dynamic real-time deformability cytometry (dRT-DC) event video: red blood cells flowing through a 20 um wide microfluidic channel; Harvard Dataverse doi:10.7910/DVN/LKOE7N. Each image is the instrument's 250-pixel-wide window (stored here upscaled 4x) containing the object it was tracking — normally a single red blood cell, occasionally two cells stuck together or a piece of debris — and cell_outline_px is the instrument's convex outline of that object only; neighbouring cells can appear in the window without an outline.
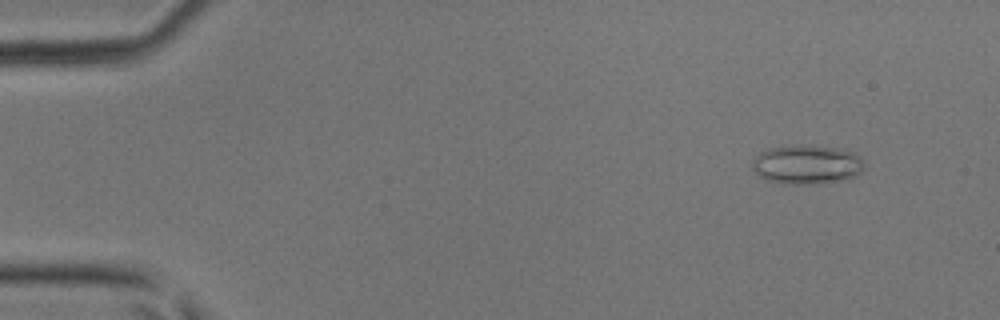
{"species": "common noctule bat (a hibernating species)", "species_latin": "Nyctalus noctula", "temperature_condition": "room temperature", "stored_images_in_passage": 45, "camera_frame_rate_fps": 3000, "um_per_image_px": 0.085, "animal": {"sex": "male", "body_mass_g": 17.9, "forearm_length_mm": 54.2}, "frame": {"image": 1, "passage_image": 5, "time_ms": 1.333, "image_size_px": [1000, 320], "cell_outline_px": [[864, 168], [856, 176], [848, 180], [816, 184], [788, 184], [768, 180], [760, 176], [752, 168], [752, 160], [760, 152], [768, 148], [796, 144], [808, 144], [836, 148], [852, 152], [860, 156], [864, 164]], "centroid_in_image_um": [68.6, 13.98], "position_along_channel_um": 16.4, "area_um2": 25.95}}
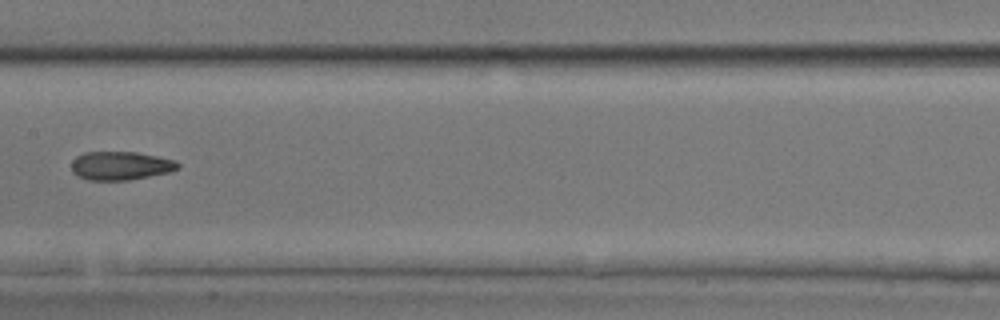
{"frame": {"image": 2, "passage_image": 24, "time_ms": 7.667, "image_size_px": [1000, 320], "cell_outline_px": [[180, 168], [168, 172], [128, 180], [88, 180], [72, 172], [72, 160], [76, 156], [84, 152], [136, 152], [176, 160], [180, 164]], "centroid_in_image_um": [10.25, 14.08], "position_along_channel_um": 197.2, "area_um2": 17.63}}
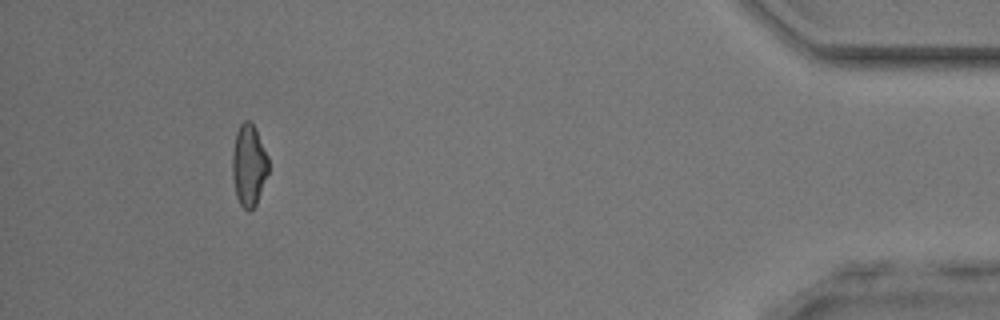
{"frame": {"image": 3, "passage_image": 42, "time_ms": 13.667, "image_size_px": [1000, 320], "cell_outline_px": [[268, 172], [256, 204], [248, 212], [240, 204], [236, 196], [232, 176], [232, 152], [236, 132], [240, 124], [244, 120], [252, 120], [256, 128], [268, 156]], "centroid_in_image_um": [21.14, 14.0], "position_along_channel_um": 414.1, "area_um2": 17.34}}